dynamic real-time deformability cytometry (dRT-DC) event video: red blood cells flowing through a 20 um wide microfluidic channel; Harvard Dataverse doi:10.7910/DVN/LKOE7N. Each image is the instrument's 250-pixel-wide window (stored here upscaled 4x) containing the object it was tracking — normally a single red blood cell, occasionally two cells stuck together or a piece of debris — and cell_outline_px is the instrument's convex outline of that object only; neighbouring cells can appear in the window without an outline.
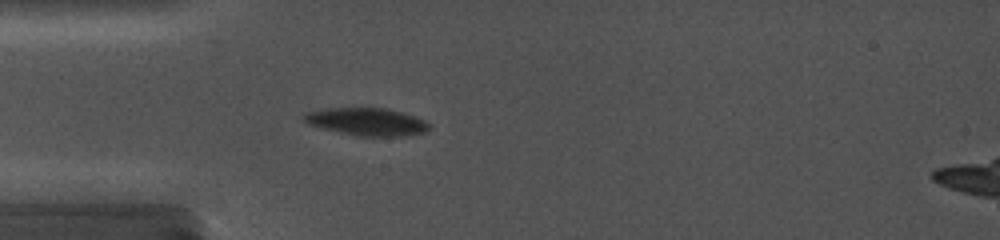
{"species": "common noctule bat (a hibernating species)", "species_latin": "Nyctalus noctula", "temperature_condition": "cold", "stored_images_in_passage": 4, "camera_frame_rate_fps": 5000, "um_per_image_px": 0.085, "animal": {"sex": "female", "body_mass_g": 19.0, "forearm_length_mm": 56.7}, "frame": {"image": 1, "passage_image": 4, "time_ms": 2.2, "image_size_px": [1000, 240], "cell_outline_px": [[432, 128], [424, 132], [404, 136], [360, 136], [340, 132], [308, 124], [300, 116], [304, 112], [324, 108], [388, 108], [424, 120], [432, 124]], "centroid_in_image_um": [31.17, 10.34], "position_along_channel_um": 53.8, "area_um2": 20.17}}